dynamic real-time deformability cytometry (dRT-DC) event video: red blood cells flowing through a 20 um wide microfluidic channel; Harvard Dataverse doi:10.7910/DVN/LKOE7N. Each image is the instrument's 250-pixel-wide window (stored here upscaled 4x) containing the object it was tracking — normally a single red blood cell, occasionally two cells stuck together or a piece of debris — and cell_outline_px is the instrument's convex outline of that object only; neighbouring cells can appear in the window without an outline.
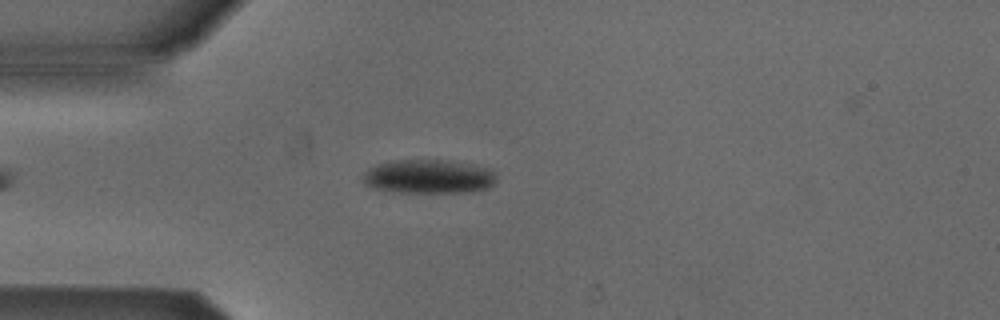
{"species": "Egyptian fruit bat (a non-hibernating species)", "species_latin": "Rousettus aegyptiacus", "temperature_condition": "cold", "stored_images_in_passage": 3, "camera_frame_rate_fps": 3000, "um_per_image_px": 0.085, "animal": {"sex": "male"}, "frame": {"image": 1, "passage_image": 3, "time_ms": 0.667, "image_size_px": [1000, 320], "cell_outline_px": [[496, 180], [488, 188], [468, 192], [388, 192], [364, 184], [364, 172], [380, 164], [396, 160], [440, 160], [468, 164], [492, 168], [496, 172]], "centroid_in_image_um": [36.48, 15.02], "position_along_channel_um": 48.5, "area_um2": 26.18}}